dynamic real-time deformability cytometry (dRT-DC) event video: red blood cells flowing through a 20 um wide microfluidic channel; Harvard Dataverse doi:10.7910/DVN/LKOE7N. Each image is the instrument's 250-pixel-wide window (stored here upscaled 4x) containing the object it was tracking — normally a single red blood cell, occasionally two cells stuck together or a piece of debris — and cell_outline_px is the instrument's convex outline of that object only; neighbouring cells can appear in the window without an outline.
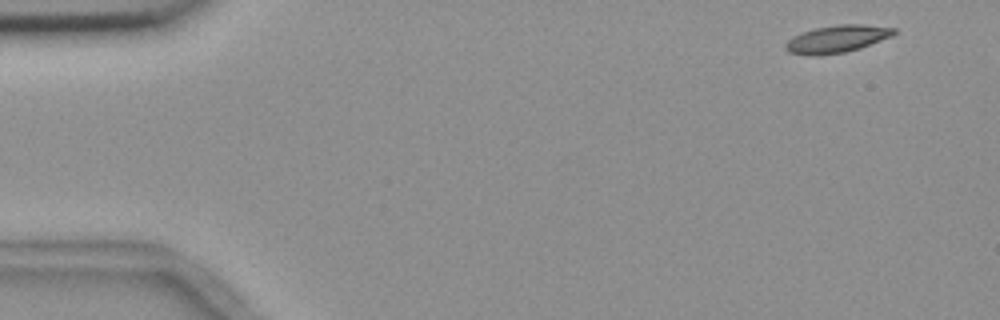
{"species": "common noctule bat (a hibernating species)", "species_latin": "Nyctalus noctula", "temperature_condition": "room temperature", "stored_images_in_passage": 9, "camera_frame_rate_fps": 3000, "um_per_image_px": 0.085, "animal": {"sex": "female", "body_mass_g": 18.4}, "frame": {"image": 1, "passage_image": 1, "time_ms": 0.0, "image_size_px": [1000, 320], "cell_outline_px": [[896, 32], [892, 36], [860, 48], [844, 52], [816, 56], [788, 52], [784, 48], [784, 44], [792, 36], [800, 32], [816, 28], [840, 24], [864, 24], [896, 28]], "centroid_in_image_um": [71.12, 3.3], "position_along_channel_um": 13.9, "area_um2": 17.34}}
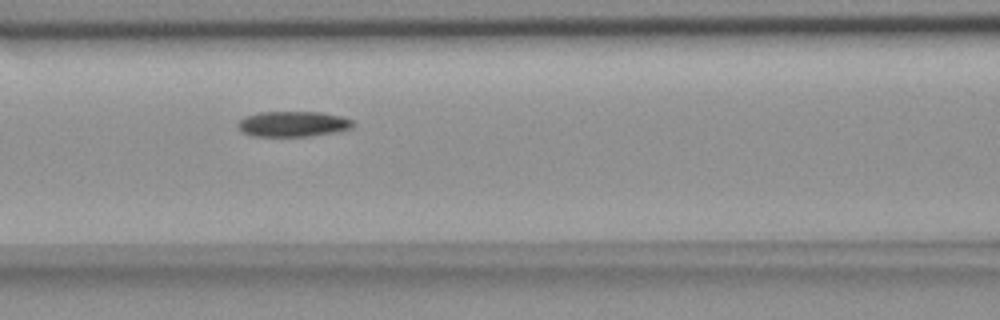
{"frame": {"image": 2, "passage_image": 6, "time_ms": 6.667, "image_size_px": [1000, 320], "cell_outline_px": [[356, 124], [352, 128], [340, 132], [312, 136], [252, 136], [244, 132], [236, 124], [244, 116], [260, 112], [320, 112], [344, 116], [352, 120]], "centroid_in_image_um": [24.98, 10.54], "position_along_channel_um": 141.6, "area_um2": 17.34}}
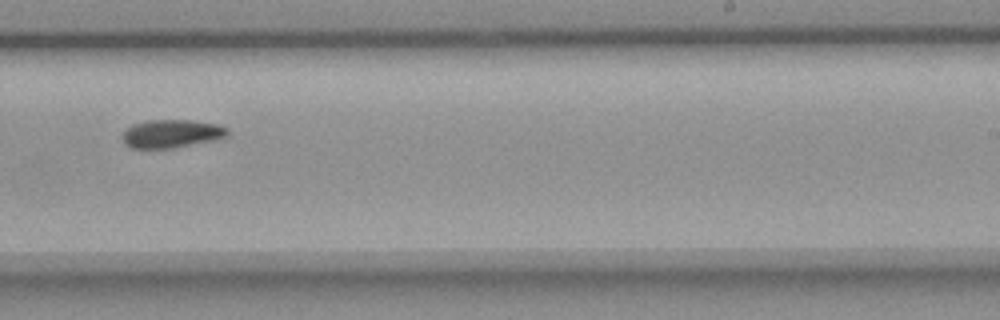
{"frame": {"image": 3, "passage_image": 9, "time_ms": 10.333, "image_size_px": [1000, 320], "cell_outline_px": [[228, 136], [220, 140], [172, 148], [132, 148], [124, 144], [124, 132], [132, 124], [148, 120], [192, 120], [216, 124], [228, 128]], "centroid_in_image_um": [14.64, 11.37], "position_along_channel_um": 274.4, "area_um2": 17.4}}